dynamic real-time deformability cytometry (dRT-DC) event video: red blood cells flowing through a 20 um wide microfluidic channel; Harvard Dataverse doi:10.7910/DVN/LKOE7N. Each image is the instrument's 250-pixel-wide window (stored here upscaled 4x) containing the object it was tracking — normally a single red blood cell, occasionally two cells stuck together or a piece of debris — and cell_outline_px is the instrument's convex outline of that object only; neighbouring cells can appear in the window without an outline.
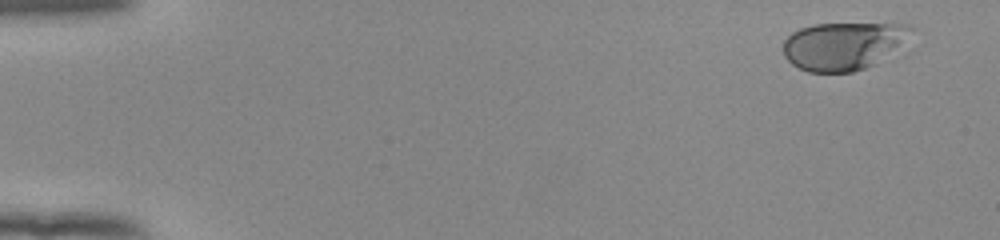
{"species": "human", "species_latin": "Homo sapiens", "temperature_condition": "room temperature", "stored_images_in_passage": 51, "camera_frame_rate_fps": 3000, "um_per_image_px": 0.085, "donor": {"sex": "female"}, "frame": {"image": 1, "passage_image": 1, "time_ms": 0.0, "image_size_px": [1000, 240], "cell_outline_px": [[876, 36], [860, 68], [848, 72], [812, 72], [800, 68], [784, 52], [784, 44], [796, 32], [804, 28], [820, 24], [876, 24]], "centroid_in_image_um": [70.64, 3.99], "position_along_channel_um": 14.4, "area_um2": 26.07}}
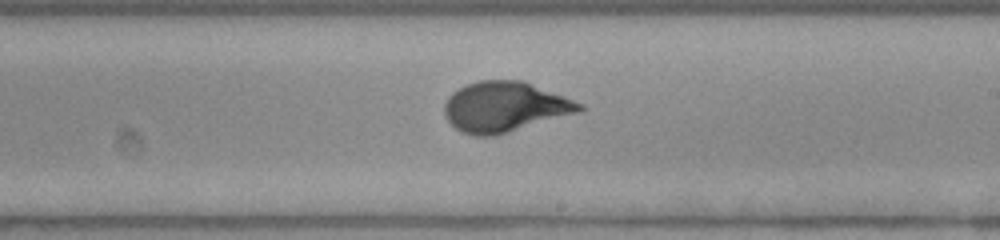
{"frame": {"image": 2, "passage_image": 30, "time_ms": 9.667, "image_size_px": [1000, 240], "cell_outline_px": [[580, 108], [500, 132], [472, 132], [460, 128], [452, 120], [448, 112], [448, 100], [456, 92], [472, 84], [524, 84], [556, 96], [576, 104]], "centroid_in_image_um": [42.78, 9.08], "position_along_channel_um": 246.2, "area_um2": 32.25}}
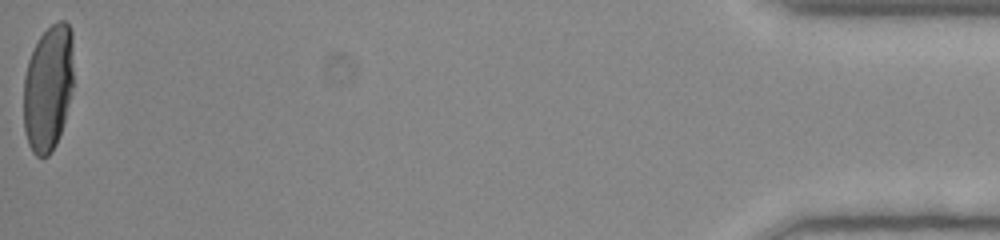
{"frame": {"image": 3, "passage_image": 51, "time_ms": 16.667, "image_size_px": [1000, 240], "cell_outline_px": [[72, 84], [60, 132], [52, 148], [44, 156], [40, 156], [32, 148], [28, 140], [24, 124], [24, 84], [28, 64], [32, 52], [36, 44], [44, 32], [48, 28], [56, 24], [68, 24], [72, 76]], "centroid_in_image_um": [4.05, 7.5], "position_along_channel_um": 431.2, "area_um2": 34.22}, "authors_computed_cell_mechanics": {"area_um2": 32.4258, "velocity_mm_per_s": 3.9133, "shape_relaxation_time_tau1_ms": 6.3464, "shape_relaxation_time_tau2_ms": null, "deformation_change_tau1": 0.2212, "deformation_change_tau2": null}}